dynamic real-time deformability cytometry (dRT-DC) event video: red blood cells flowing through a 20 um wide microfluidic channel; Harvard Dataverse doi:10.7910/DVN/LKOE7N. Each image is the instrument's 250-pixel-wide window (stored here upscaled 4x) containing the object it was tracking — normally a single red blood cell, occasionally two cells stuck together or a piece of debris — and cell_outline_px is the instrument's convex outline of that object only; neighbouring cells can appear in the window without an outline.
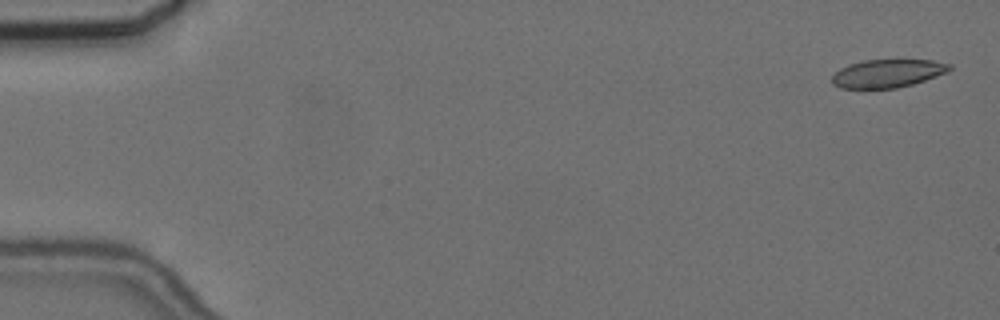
{"species": "common noctule bat (a hibernating species)", "species_latin": "Nyctalus noctula", "temperature_condition": "cold", "stored_images_in_passage": 19, "camera_frame_rate_fps": 3000, "um_per_image_px": 0.085, "animal": {"sex": "female", "body_mass_g": 24.6, "forearm_length_mm": 56.2}, "frame": {"image": 1, "passage_image": 2, "time_ms": 0.333, "image_size_px": [1000, 320], "cell_outline_px": [[952, 68], [948, 72], [912, 84], [896, 88], [840, 88], [832, 84], [832, 76], [840, 68], [848, 64], [864, 60], [932, 60], [952, 64]], "centroid_in_image_um": [75.44, 6.23], "position_along_channel_um": 9.6, "area_um2": 19.25}}
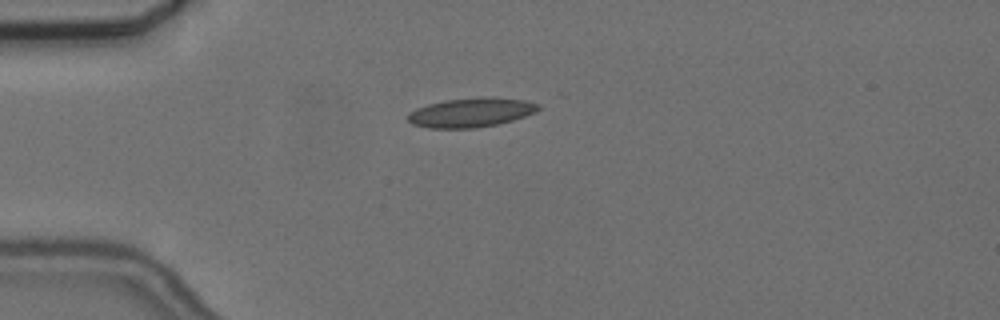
{"frame": {"image": 2, "passage_image": 15, "time_ms": 4.667, "image_size_px": [1000, 320], "cell_outline_px": [[540, 108], [536, 112], [512, 120], [496, 124], [476, 128], [428, 128], [412, 124], [408, 120], [408, 112], [416, 108], [428, 104], [444, 100], [480, 96], [524, 100], [540, 104]], "centroid_in_image_um": [40.01, 9.55], "position_along_channel_um": 45.0, "area_um2": 22.31}}